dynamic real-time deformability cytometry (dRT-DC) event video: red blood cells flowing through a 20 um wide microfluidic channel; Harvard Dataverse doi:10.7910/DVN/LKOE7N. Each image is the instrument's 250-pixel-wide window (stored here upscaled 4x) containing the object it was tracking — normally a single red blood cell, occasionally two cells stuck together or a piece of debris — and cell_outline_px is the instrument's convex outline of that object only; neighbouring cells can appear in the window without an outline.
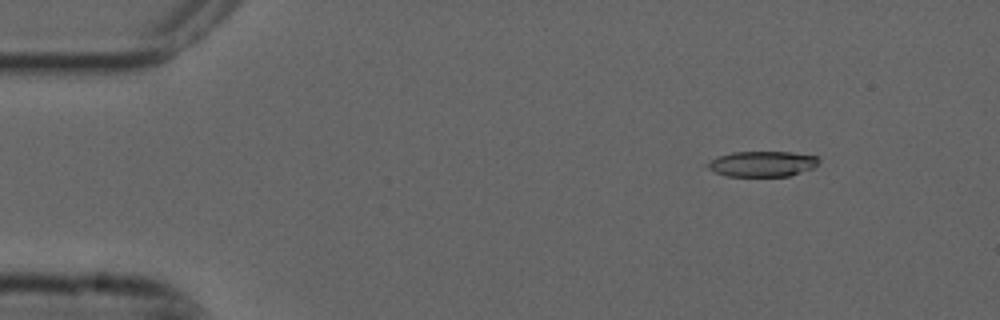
{"species": "common noctule bat (a hibernating species)", "species_latin": "Nyctalus noctula", "temperature_condition": "cold", "stored_images_in_passage": 6, "camera_frame_rate_fps": 3000, "um_per_image_px": 0.085, "animal": {"sex": "male", "forearm_length_mm": 52.5}, "frame": {"image": 1, "passage_image": 2, "time_ms": 0.333, "image_size_px": [1000, 320], "cell_outline_px": [[820, 160], [812, 168], [788, 176], [728, 176], [716, 172], [700, 164], [716, 156], [732, 152], [792, 152], [816, 156]], "centroid_in_image_um": [64.69, 13.92], "position_along_channel_um": 20.3, "area_um2": 16.65}}
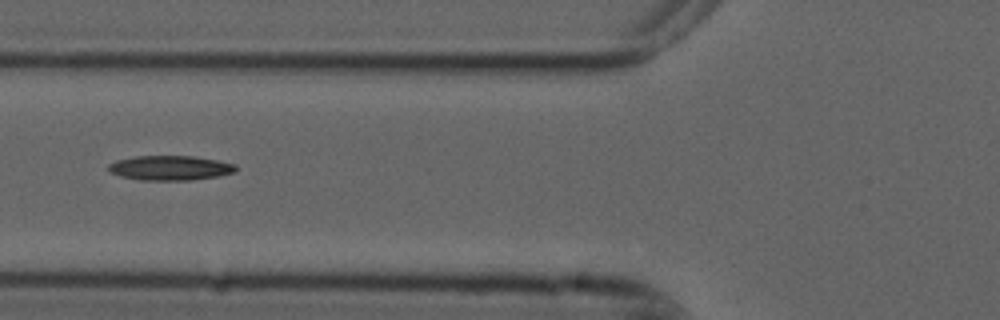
{"frame": {"image": 2, "passage_image": 6, "time_ms": 1.667, "image_size_px": [1000, 320], "cell_outline_px": [[236, 172], [220, 176], [188, 180], [140, 180], [120, 176], [112, 172], [108, 168], [108, 164], [116, 160], [136, 156], [192, 156], [216, 160], [236, 164]], "centroid_in_image_um": [14.48, 14.27], "position_along_channel_um": 111.3, "area_um2": 18.26}}